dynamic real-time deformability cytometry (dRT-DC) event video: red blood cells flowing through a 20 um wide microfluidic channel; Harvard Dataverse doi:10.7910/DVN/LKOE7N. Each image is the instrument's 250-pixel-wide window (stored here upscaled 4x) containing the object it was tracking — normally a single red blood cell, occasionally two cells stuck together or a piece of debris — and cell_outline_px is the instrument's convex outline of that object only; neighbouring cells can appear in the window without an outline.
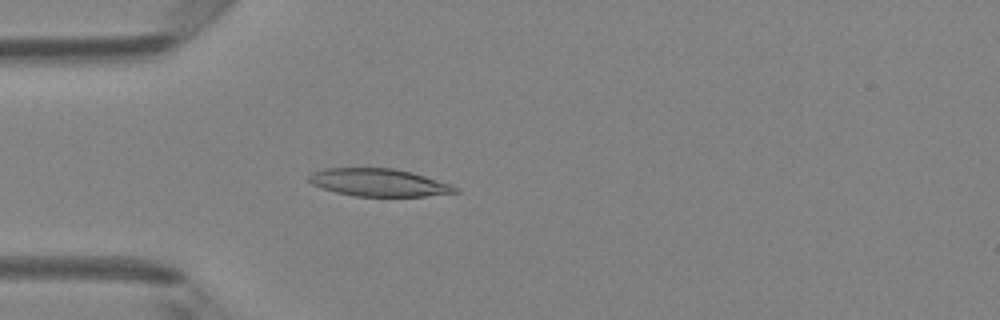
{"species": "Egyptian fruit bat (a non-hibernating species)", "species_latin": "Rousettus aegyptiacus", "temperature_condition": "room temperature", "stored_images_in_passage": 48, "camera_frame_rate_fps": 3000, "um_per_image_px": 0.085, "animal": {"sex": "female"}, "frame": {"image": 1, "passage_image": 14, "time_ms": 4.333, "image_size_px": [1000, 320], "cell_outline_px": [[460, 192], [424, 196], [356, 196], [336, 192], [312, 184], [308, 180], [308, 176], [312, 172], [324, 168], [392, 168], [412, 172], [452, 184], [460, 188]], "centroid_in_image_um": [32.24, 15.51], "position_along_channel_um": 52.8, "area_um2": 23.58}}
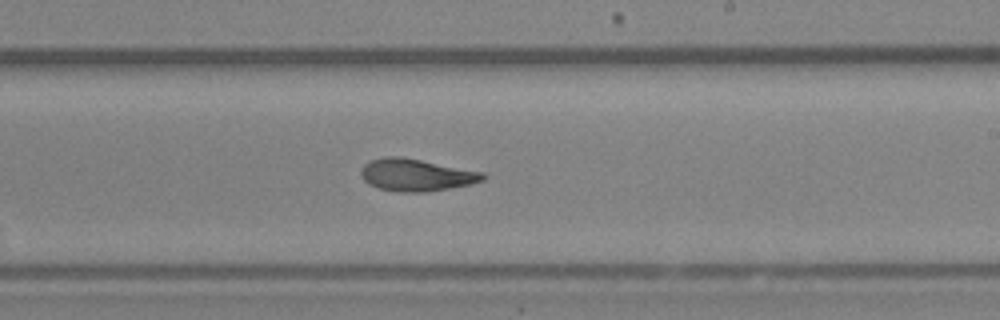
{"frame": {"image": 2, "passage_image": 29, "time_ms": 9.333, "image_size_px": [1000, 320], "cell_outline_px": [[488, 176], [484, 180], [472, 184], [424, 192], [396, 192], [380, 188], [368, 184], [360, 176], [360, 172], [364, 164], [372, 160], [384, 156], [400, 156], [484, 172]], "centroid_in_image_um": [35.38, 14.87], "position_along_channel_um": 253.6, "area_um2": 22.95}}
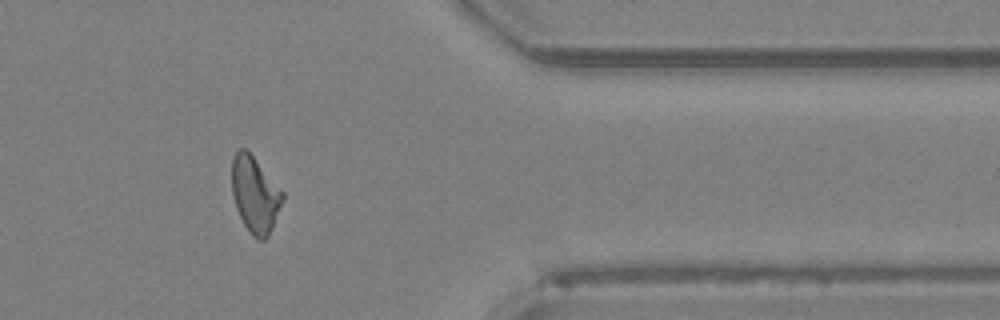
{"frame": {"image": 3, "passage_image": 40, "time_ms": 13.0, "image_size_px": [1000, 320], "cell_outline_px": [[284, 200], [268, 236], [264, 240], [260, 240], [252, 236], [244, 224], [236, 208], [232, 196], [232, 156], [240, 148], [244, 148], [252, 156], [284, 192]], "centroid_in_image_um": [21.67, 16.55], "position_along_channel_um": 389.7, "area_um2": 22.31}, "authors_computed_cell_mechanics": {"area_um2": 23.0622, "velocity_mm_per_s": 4.1952, "shape_relaxation_time_tau1_ms": 8.5339, "shape_relaxation_time_tau2_ms": 2.191, "deformation_change_tau1": 0.2301, "deformation_change_tau2": 0.0894}}